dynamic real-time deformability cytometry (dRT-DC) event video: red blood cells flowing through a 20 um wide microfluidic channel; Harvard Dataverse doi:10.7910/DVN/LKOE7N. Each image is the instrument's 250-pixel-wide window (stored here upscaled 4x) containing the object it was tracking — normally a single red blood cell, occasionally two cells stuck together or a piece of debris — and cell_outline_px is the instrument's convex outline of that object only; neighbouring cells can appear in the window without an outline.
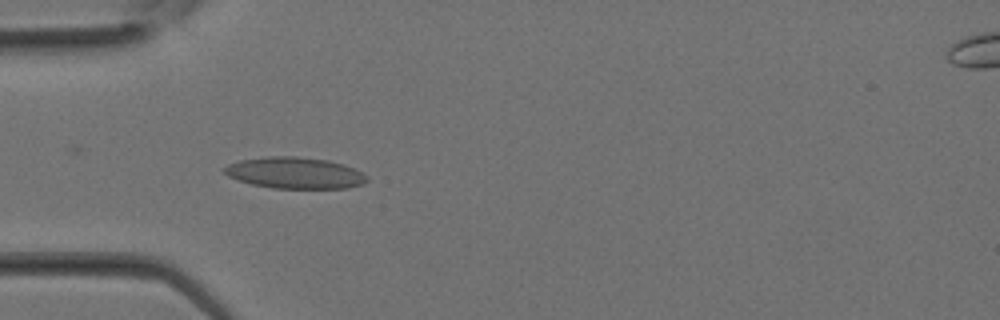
{"species": "Egyptian fruit bat (a non-hibernating species)", "species_latin": "Rousettus aegyptiacus", "temperature_condition": "room temperature", "stored_images_in_passage": 33, "camera_frame_rate_fps": 3000, "um_per_image_px": 0.085, "animal": {"sex": "female"}, "frame": {"image": 1, "passage_image": 10, "time_ms": 3.0, "image_size_px": [1000, 320], "cell_outline_px": [[368, 180], [364, 184], [348, 188], [272, 188], [252, 184], [228, 176], [224, 172], [224, 168], [228, 164], [240, 160], [268, 156], [296, 156], [328, 160], [344, 164], [368, 176]], "centroid_in_image_um": [25.08, 14.69], "position_along_channel_um": 59.9, "area_um2": 26.01}}
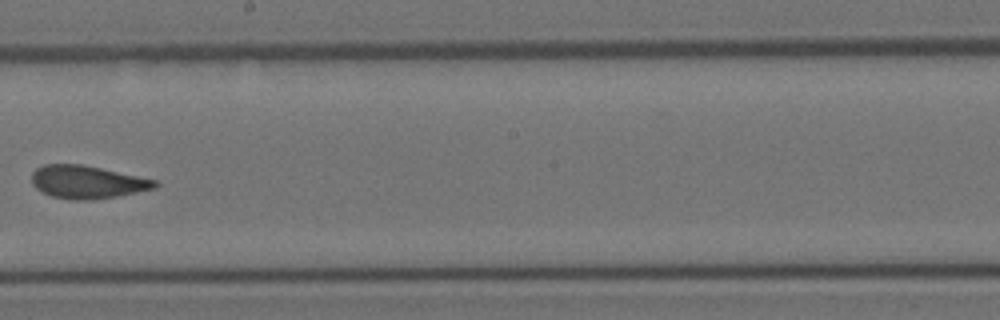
{"frame": {"image": 2, "passage_image": 19, "time_ms": 6.0, "image_size_px": [1000, 320], "cell_outline_px": [[160, 184], [156, 188], [116, 196], [88, 200], [72, 200], [52, 196], [36, 188], [32, 184], [32, 172], [36, 168], [44, 164], [80, 164], [100, 168], [156, 180]], "centroid_in_image_um": [7.4, 15.47], "position_along_channel_um": 240.8, "area_um2": 23.41}}
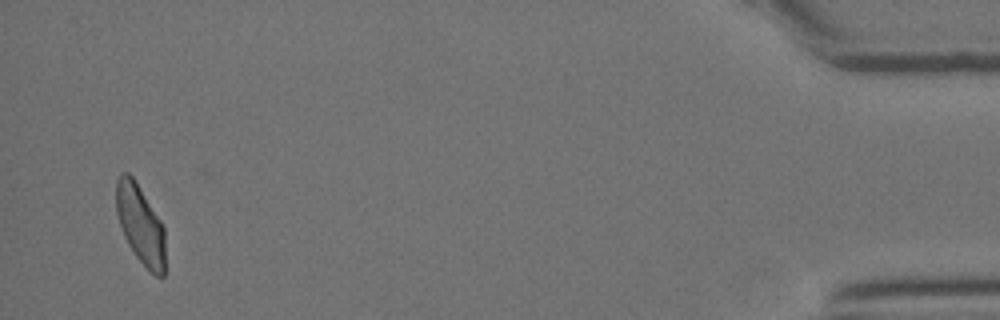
{"frame": {"image": 3, "passage_image": 32, "time_ms": 10.333, "image_size_px": [1000, 320], "cell_outline_px": [[164, 276], [156, 276], [136, 256], [128, 244], [124, 236], [116, 212], [116, 180], [120, 172], [128, 172], [136, 180], [160, 220], [164, 228]], "centroid_in_image_um": [11.91, 19.01], "position_along_channel_um": 423.3, "area_um2": 22.37}}